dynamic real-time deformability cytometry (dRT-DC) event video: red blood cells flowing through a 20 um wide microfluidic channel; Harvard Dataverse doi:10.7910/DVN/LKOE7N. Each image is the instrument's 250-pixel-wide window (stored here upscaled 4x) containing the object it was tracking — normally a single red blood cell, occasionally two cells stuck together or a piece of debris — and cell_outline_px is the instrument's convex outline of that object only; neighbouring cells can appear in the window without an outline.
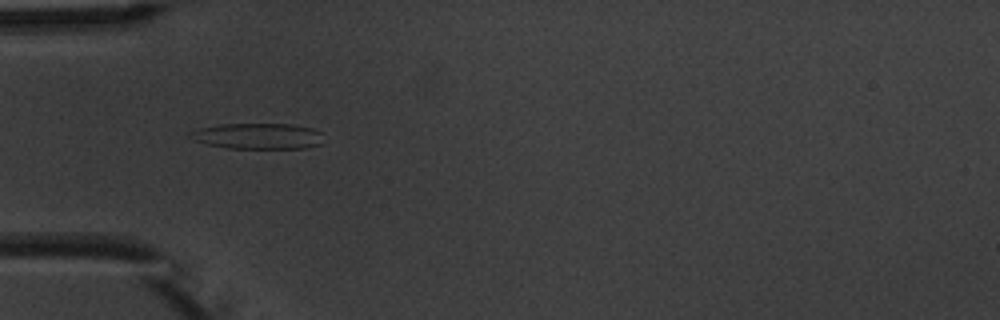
{"species": "common noctule bat (a hibernating species)", "species_latin": "Nyctalus noctula", "temperature_condition": "warm", "stored_images_in_passage": 10, "camera_frame_rate_fps": 3000, "um_per_image_px": 0.085, "animal": {"sex": "male", "body_mass_g": 20.1, "forearm_length_mm": 53.5}, "frame": {"image": 1, "passage_image": 5, "time_ms": 5.333, "image_size_px": [1000, 320], "cell_outline_px": [[324, 144], [308, 148], [228, 148], [208, 144], [196, 140], [188, 136], [188, 132], [200, 128], [220, 124], [288, 124], [312, 128], [324, 132]], "centroid_in_image_um": [22.01, 11.57], "position_along_channel_um": 63.0, "area_um2": 20.29}}
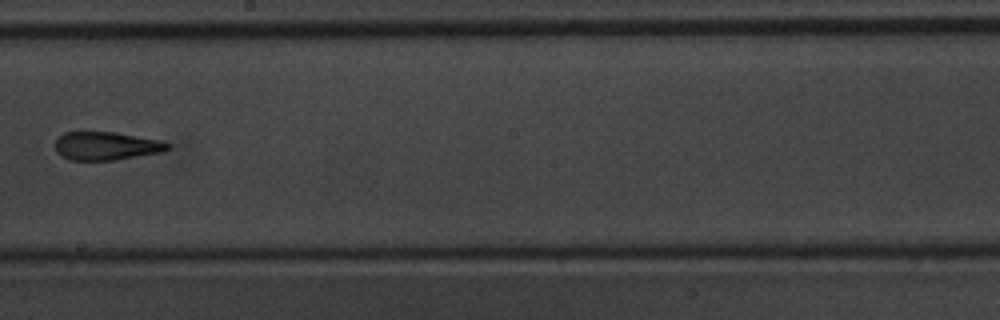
{"frame": {"image": 2, "passage_image": 9, "time_ms": 10.0, "image_size_px": [1000, 320], "cell_outline_px": [[172, 148], [160, 152], [116, 160], [68, 160], [60, 156], [56, 152], [56, 140], [64, 132], [116, 132], [164, 140], [172, 144]], "centroid_in_image_um": [9.08, 12.4], "position_along_channel_um": 239.1, "area_um2": 18.84}}
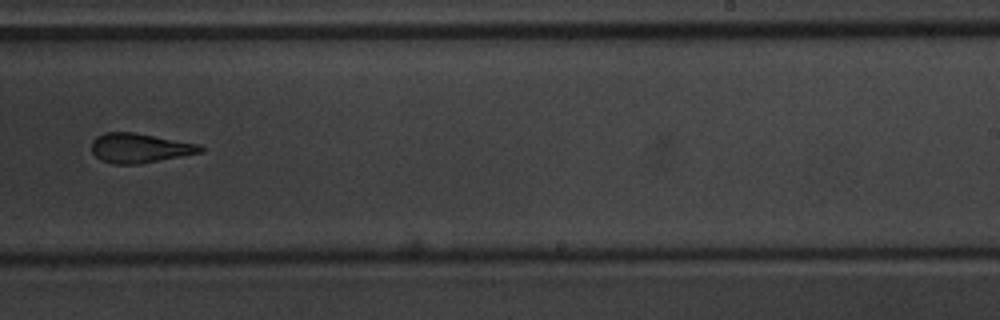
{"frame": {"image": 3, "passage_image": 10, "time_ms": 11.0, "image_size_px": [1000, 320], "cell_outline_px": [[204, 152], [140, 164], [112, 164], [100, 160], [92, 152], [92, 140], [96, 136], [104, 132], [132, 132], [200, 144], [204, 148]], "centroid_in_image_um": [11.87, 12.59], "position_along_channel_um": 277.1, "area_um2": 18.84}}